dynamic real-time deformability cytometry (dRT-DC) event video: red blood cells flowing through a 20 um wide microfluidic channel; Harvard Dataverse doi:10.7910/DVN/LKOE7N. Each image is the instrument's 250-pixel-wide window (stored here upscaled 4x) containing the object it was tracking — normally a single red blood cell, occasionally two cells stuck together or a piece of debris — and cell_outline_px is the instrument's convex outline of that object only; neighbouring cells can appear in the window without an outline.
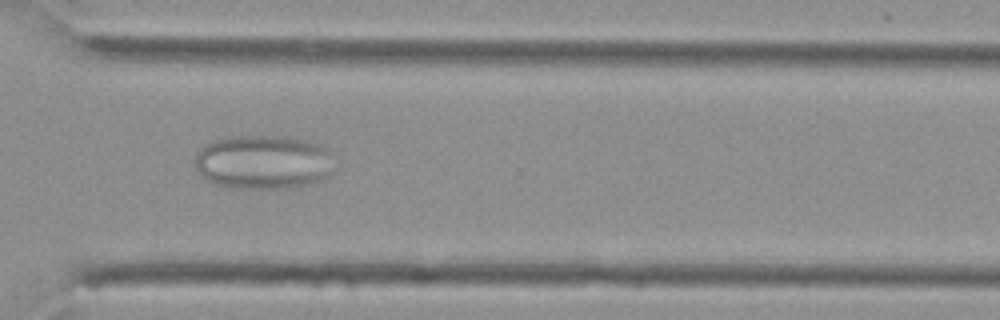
{"species": "Egyptian fruit bat (a non-hibernating species)", "species_latin": "Rousettus aegyptiacus", "temperature_condition": "cold", "stored_images_in_passage": 55, "camera_frame_rate_fps": 3000, "um_per_image_px": 0.085, "animal": {"sex": "female"}, "frame": {"image": 1, "passage_image": 41, "time_ms": 13.333, "image_size_px": [1000, 320], "cell_outline_px": [[332, 172], [324, 180], [312, 184], [292, 188], [240, 188], [216, 184], [208, 180], [196, 168], [196, 152], [208, 140], [228, 136], [288, 136], [308, 140], [320, 144], [328, 152]], "centroid_in_image_um": [22.37, 13.76], "position_along_channel_um": 348.2, "area_um2": 44.27}}
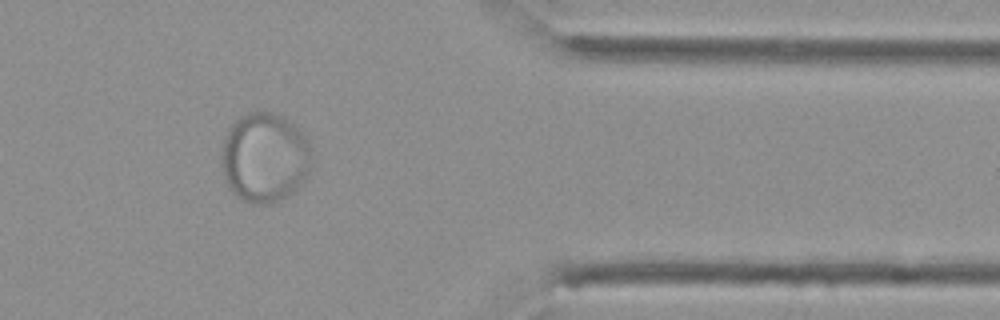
{"frame": {"image": 2, "passage_image": 46, "time_ms": 15.0, "image_size_px": [1000, 320], "cell_outline_px": [[312, 152], [308, 176], [288, 196], [272, 204], [252, 204], [236, 196], [228, 188], [220, 164], [220, 156], [224, 136], [228, 128], [240, 116], [248, 112], [272, 112], [284, 116], [304, 132], [308, 140]], "centroid_in_image_um": [22.49, 13.39], "position_along_channel_um": 388.9, "area_um2": 48.03}}